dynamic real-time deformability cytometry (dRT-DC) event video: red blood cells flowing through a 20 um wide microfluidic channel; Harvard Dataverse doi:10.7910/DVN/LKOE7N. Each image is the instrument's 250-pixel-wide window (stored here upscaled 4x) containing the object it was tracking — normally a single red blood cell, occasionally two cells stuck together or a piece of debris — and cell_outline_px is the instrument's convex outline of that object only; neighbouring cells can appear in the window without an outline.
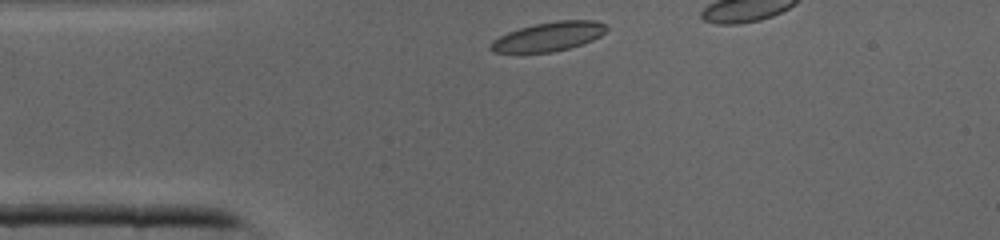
{"species": "common noctule bat (a hibernating species)", "species_latin": "Nyctalus noctula", "temperature_condition": "cold", "stored_images_in_passage": 12, "camera_frame_rate_fps": 3000, "um_per_image_px": 0.085, "animal": {"sex": "male", "body_mass_g": 19.0, "forearm_length_mm": 50.8}, "frame": {"image": 1, "passage_image": 1, "time_ms": 0.0, "image_size_px": [1000, 240], "cell_outline_px": [[608, 28], [600, 36], [592, 40], [568, 48], [552, 52], [492, 52], [488, 48], [492, 40], [508, 32], [520, 28], [536, 24], [556, 20], [592, 20], [604, 24]], "centroid_in_image_um": [46.61, 3.1], "position_along_channel_um": 38.4, "area_um2": 19.36}}
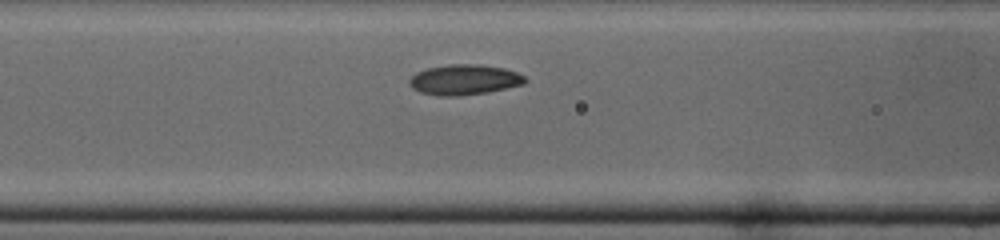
{"frame": {"image": 2, "passage_image": 8, "time_ms": 2.333, "image_size_px": [1000, 240], "cell_outline_px": [[528, 80], [524, 84], [484, 92], [460, 96], [436, 96], [420, 92], [412, 88], [408, 84], [408, 80], [416, 72], [428, 68], [448, 64], [480, 64], [504, 68], [516, 72], [524, 76]], "centroid_in_image_um": [39.43, 6.77], "position_along_channel_um": 127.2, "area_um2": 20.46}}
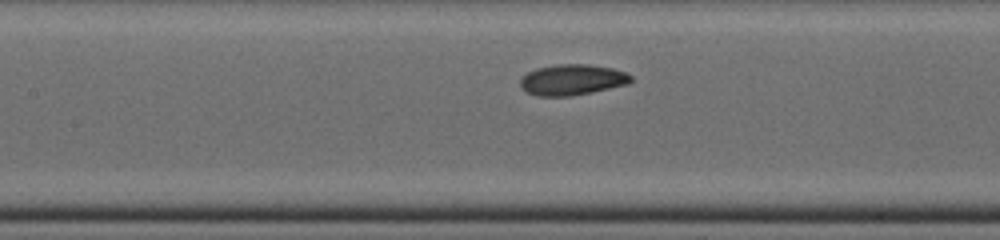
{"frame": {"image": 3, "passage_image": 10, "time_ms": 3.0, "image_size_px": [1000, 240], "cell_outline_px": [[632, 80], [628, 84], [592, 92], [568, 96], [536, 96], [520, 88], [520, 80], [528, 72], [536, 68], [556, 64], [588, 64], [612, 68], [624, 72], [632, 76]], "centroid_in_image_um": [48.62, 6.78], "position_along_channel_um": 158.8, "area_um2": 19.83}}